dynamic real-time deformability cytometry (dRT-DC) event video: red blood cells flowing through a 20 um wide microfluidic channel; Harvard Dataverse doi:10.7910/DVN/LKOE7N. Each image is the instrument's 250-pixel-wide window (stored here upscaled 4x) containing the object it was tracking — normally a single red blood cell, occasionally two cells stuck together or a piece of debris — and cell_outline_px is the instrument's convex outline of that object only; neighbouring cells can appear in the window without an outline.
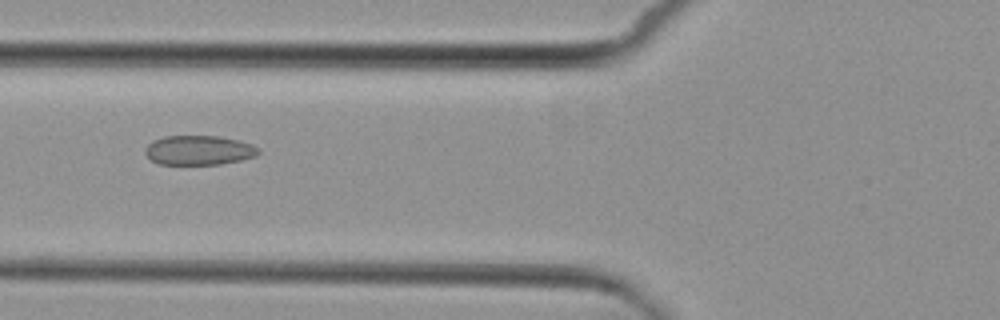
{"species": "common noctule bat (a hibernating species)", "species_latin": "Nyctalus noctula", "temperature_condition": "cold", "stored_images_in_passage": 4, "camera_frame_rate_fps": 3000, "um_per_image_px": 0.085, "animal": {"sex": "female", "body_mass_g": 29.2, "forearm_length_mm": 56.3}, "frame": {"image": 1, "passage_image": 3, "time_ms": 2.333, "image_size_px": [1000, 320], "cell_outline_px": [[260, 152], [256, 156], [240, 160], [220, 164], [160, 164], [152, 160], [144, 152], [144, 148], [152, 140], [164, 136], [220, 136], [240, 140], [252, 144], [260, 148]], "centroid_in_image_um": [16.92, 12.76], "position_along_channel_um": 108.9, "area_um2": 19.59}}
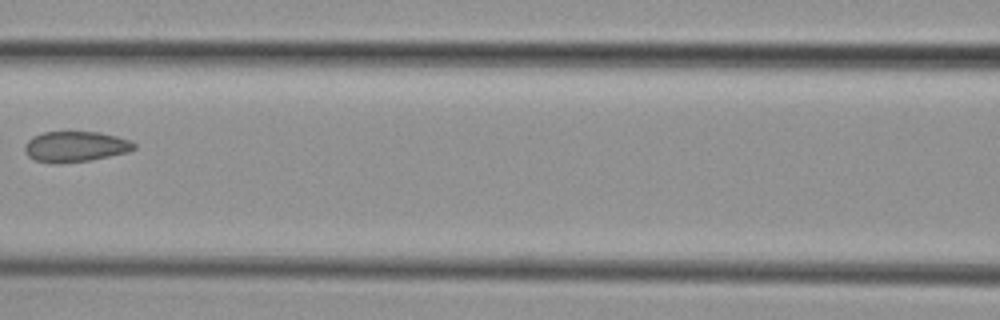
{"frame": {"image": 2, "passage_image": 4, "time_ms": 3.667, "image_size_px": [1000, 320], "cell_outline_px": [[136, 148], [128, 152], [92, 160], [56, 164], [52, 164], [36, 160], [28, 156], [24, 152], [24, 144], [32, 136], [44, 132], [100, 132], [132, 140], [136, 144]], "centroid_in_image_um": [6.41, 12.47], "position_along_channel_um": 160.2, "area_um2": 19.77}}